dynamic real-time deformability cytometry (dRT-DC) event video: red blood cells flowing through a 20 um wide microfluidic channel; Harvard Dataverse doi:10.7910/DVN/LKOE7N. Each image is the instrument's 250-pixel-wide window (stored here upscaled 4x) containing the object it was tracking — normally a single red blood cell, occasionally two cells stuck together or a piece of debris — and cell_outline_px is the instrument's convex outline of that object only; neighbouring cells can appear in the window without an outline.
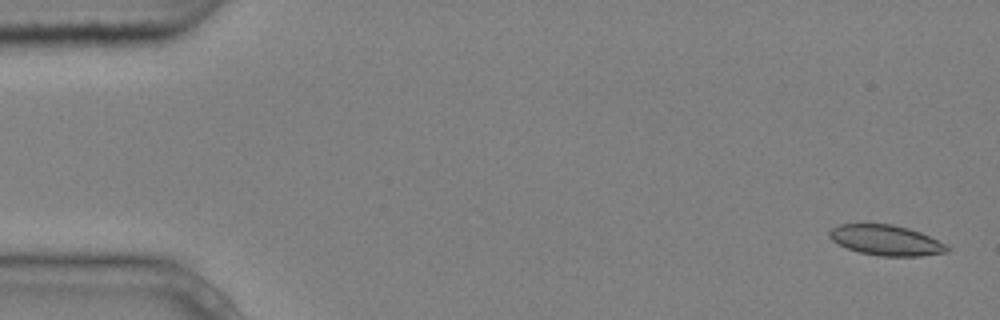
{"species": "common noctule bat (a hibernating species)", "species_latin": "Nyctalus noctula", "temperature_condition": "cold", "stored_images_in_passage": 7, "camera_frame_rate_fps": 3000, "um_per_image_px": 0.085, "animal": {"sex": "male", "body_mass_g": 20.4}, "frame": {"image": 1, "passage_image": 1, "time_ms": 0.0, "image_size_px": [1000, 320], "cell_outline_px": [[952, 248], [948, 252], [920, 256], [880, 256], [860, 252], [848, 248], [832, 240], [828, 236], [828, 232], [832, 228], [840, 224], [892, 224], [908, 228], [920, 232]], "centroid_in_image_um": [75.31, 20.42], "position_along_channel_um": 9.7, "area_um2": 20.63}}
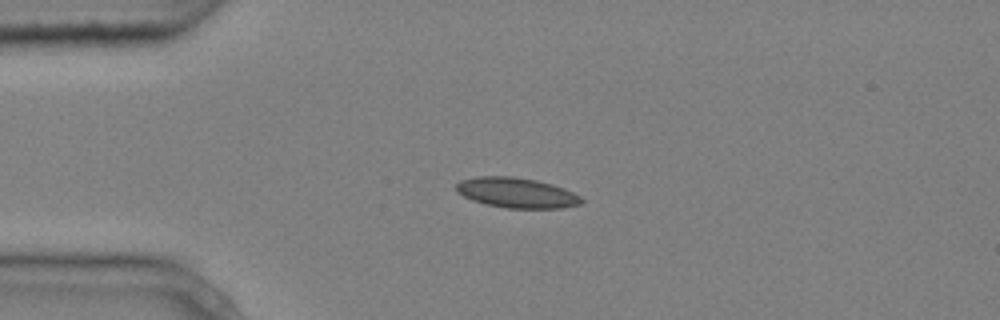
{"frame": {"image": 2, "passage_image": 4, "time_ms": 1.0, "image_size_px": [1000, 320], "cell_outline_px": [[584, 200], [580, 204], [564, 208], [508, 208], [488, 204], [472, 200], [456, 192], [456, 184], [460, 180], [476, 176], [512, 176], [536, 180], [552, 184], [564, 188], [580, 196]], "centroid_in_image_um": [43.91, 16.38], "position_along_channel_um": 41.1, "area_um2": 22.02}}
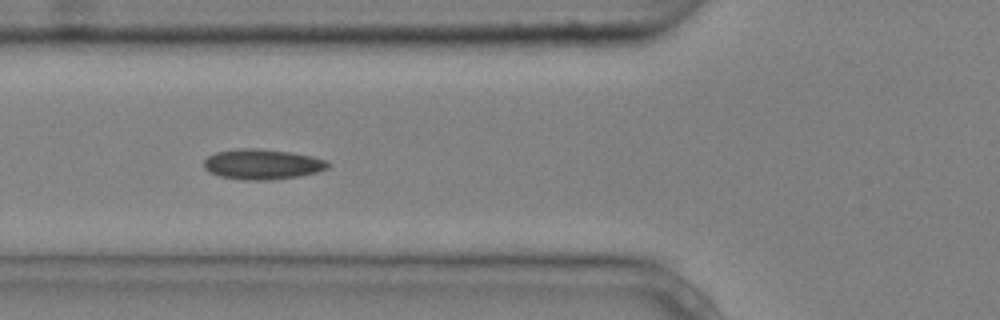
{"frame": {"image": 3, "passage_image": 6, "time_ms": 1.667, "image_size_px": [1000, 320], "cell_outline_px": [[332, 164], [328, 168], [316, 172], [296, 176], [268, 180], [244, 180], [220, 176], [204, 168], [204, 160], [208, 156], [216, 152], [240, 148], [260, 148], [292, 152], [312, 156], [328, 160]], "centroid_in_image_um": [22.33, 13.94], "position_along_channel_um": 103.5, "area_um2": 21.91}}